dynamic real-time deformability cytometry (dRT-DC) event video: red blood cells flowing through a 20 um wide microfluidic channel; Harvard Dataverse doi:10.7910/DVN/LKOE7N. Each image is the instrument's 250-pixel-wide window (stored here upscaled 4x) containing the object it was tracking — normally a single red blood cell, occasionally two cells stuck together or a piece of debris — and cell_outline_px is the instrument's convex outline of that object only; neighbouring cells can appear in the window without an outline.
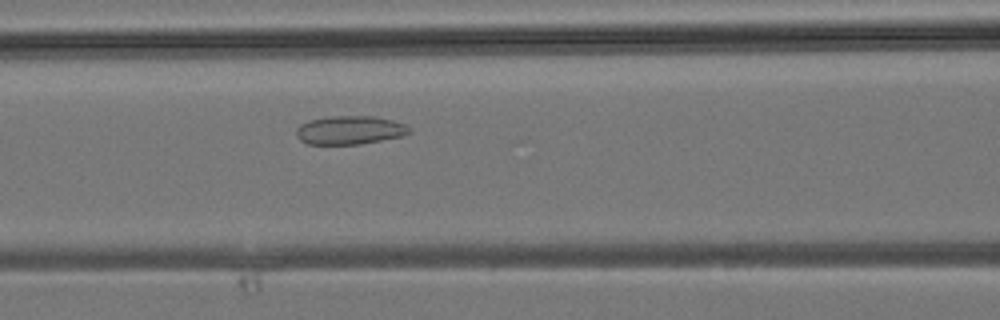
{"species": "common noctule bat (a hibernating species)", "species_latin": "Nyctalus noctula", "temperature_condition": "room temperature", "stored_images_in_passage": 27, "camera_frame_rate_fps": 3000, "um_per_image_px": 0.085, "animal": {"sex": "male", "body_mass_g": 19.2, "forearm_length_mm": 51.8}, "frame": {"image": 1, "passage_image": 10, "time_ms": 3.0, "image_size_px": [1000, 320], "cell_outline_px": [[412, 132], [404, 136], [360, 144], [308, 144], [300, 140], [296, 136], [296, 128], [300, 124], [308, 120], [332, 116], [372, 116], [392, 120], [404, 124], [412, 128]], "centroid_in_image_um": [29.74, 11.06], "position_along_channel_um": 136.9, "area_um2": 18.96}}
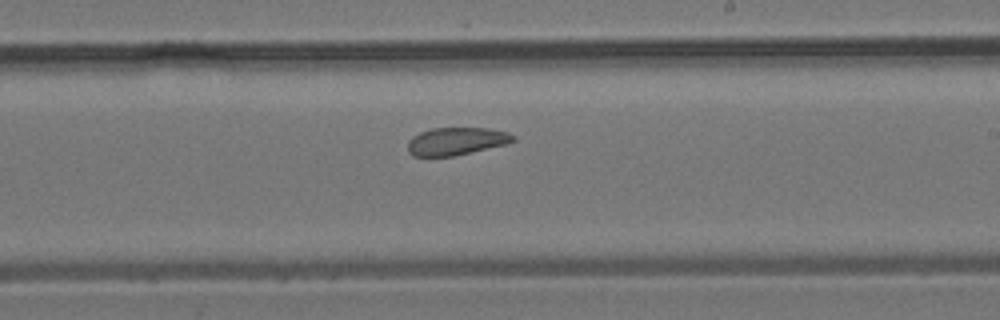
{"frame": {"image": 2, "passage_image": 16, "time_ms": 5.0, "image_size_px": [1000, 320], "cell_outline_px": [[516, 140], [504, 144], [452, 156], [412, 156], [408, 152], [408, 140], [412, 136], [420, 132], [432, 128], [488, 128], [508, 132], [516, 136]], "centroid_in_image_um": [38.75, 11.99], "position_along_channel_um": 250.2, "area_um2": 16.88}}
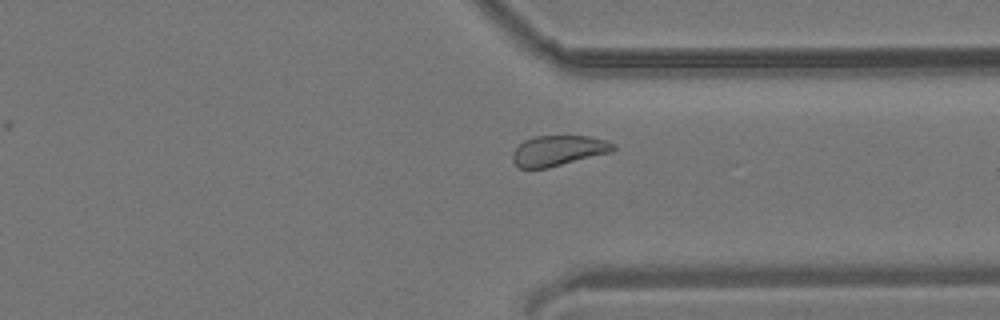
{"frame": {"image": 3, "passage_image": 22, "time_ms": 7.0, "image_size_px": [1000, 320], "cell_outline_px": [[616, 148], [612, 152], [548, 168], [520, 168], [512, 160], [512, 152], [524, 140], [532, 136], [588, 136], [604, 140], [616, 144]], "centroid_in_image_um": [47.46, 12.8], "position_along_channel_um": 363.9, "area_um2": 17.86}}